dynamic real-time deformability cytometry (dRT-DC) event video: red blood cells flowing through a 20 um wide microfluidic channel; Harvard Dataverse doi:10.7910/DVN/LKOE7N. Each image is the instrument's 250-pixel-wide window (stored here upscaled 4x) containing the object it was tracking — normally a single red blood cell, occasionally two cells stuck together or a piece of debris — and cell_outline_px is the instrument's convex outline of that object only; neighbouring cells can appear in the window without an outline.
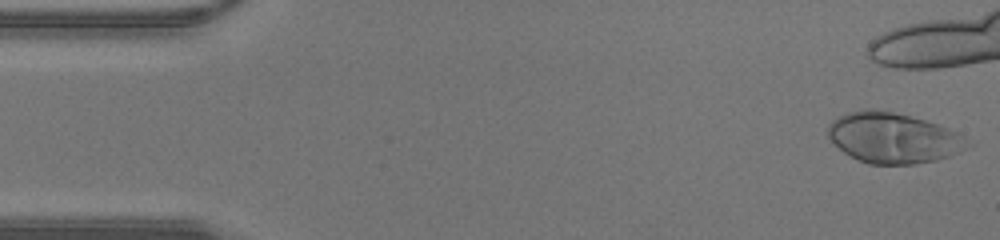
{"species": "human", "species_latin": "Homo sapiens", "temperature_condition": "warm", "stored_images_in_passage": 32, "camera_frame_rate_fps": 3000, "um_per_image_px": 0.085, "donor": {"sex": "male"}, "frame": {"image": 1, "passage_image": 1, "time_ms": 0.0, "image_size_px": [1000, 240], "cell_outline_px": [[964, 144], [956, 152], [948, 156], [936, 160], [912, 164], [868, 164], [844, 152], [828, 136], [828, 124], [832, 120], [848, 112], [864, 108], [872, 108], [892, 112], [924, 120], [936, 124], [956, 132], [964, 136]], "centroid_in_image_um": [75.82, 11.71], "position_along_channel_um": 9.2, "area_um2": 40.0}}
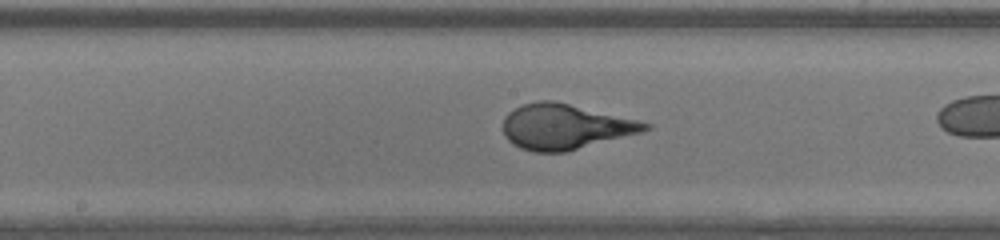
{"frame": {"image": 2, "passage_image": 21, "time_ms": 6.667, "image_size_px": [1000, 240], "cell_outline_px": [[652, 128], [640, 132], [564, 152], [532, 152], [520, 148], [512, 144], [504, 136], [504, 116], [508, 112], [524, 104], [540, 100], [552, 100], [636, 120], [652, 124]], "centroid_in_image_um": [47.97, 10.78], "position_along_channel_um": 200.2, "area_um2": 36.82}}
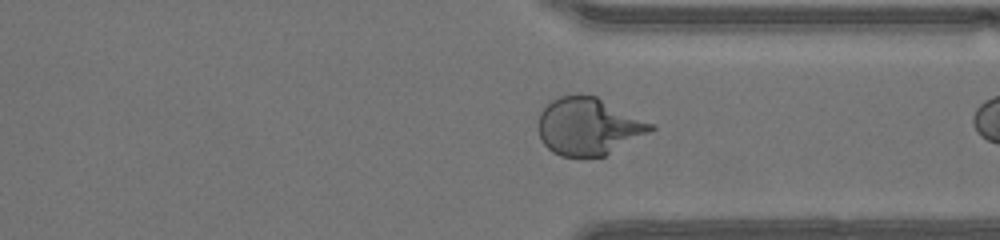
{"frame": {"image": 3, "passage_image": 31, "time_ms": 10.0, "image_size_px": [1000, 240], "cell_outline_px": [[656, 128], [604, 156], [560, 156], [552, 152], [540, 140], [540, 112], [552, 100], [560, 96], [576, 92], [580, 92], [596, 96], [656, 124]], "centroid_in_image_um": [50.03, 10.71], "position_along_channel_um": 361.4, "area_um2": 37.57}}